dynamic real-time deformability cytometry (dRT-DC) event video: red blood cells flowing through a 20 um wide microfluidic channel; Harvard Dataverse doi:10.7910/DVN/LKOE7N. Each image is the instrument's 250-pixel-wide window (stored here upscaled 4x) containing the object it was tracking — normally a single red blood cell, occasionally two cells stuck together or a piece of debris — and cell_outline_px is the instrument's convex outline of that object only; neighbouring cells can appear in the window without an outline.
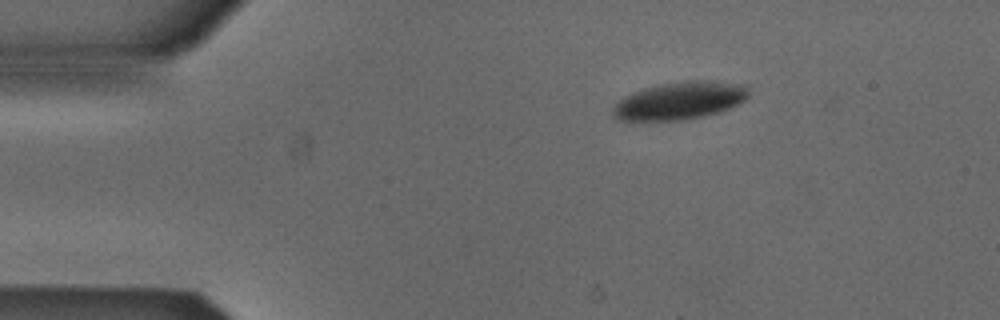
{"species": "Egyptian fruit bat (a non-hibernating species)", "species_latin": "Rousettus aegyptiacus", "temperature_condition": "cold", "stored_images_in_passage": 3, "camera_frame_rate_fps": 3000, "um_per_image_px": 0.085, "animal": {"sex": "male"}, "frame": {"image": 1, "passage_image": 1, "time_ms": 0.0, "image_size_px": [1000, 320], "cell_outline_px": [[748, 96], [744, 100], [720, 112], [704, 116], [684, 120], [616, 120], [612, 116], [612, 108], [624, 96], [632, 92], [656, 84], [684, 80], [712, 80], [748, 84]], "centroid_in_image_um": [57.79, 8.53], "position_along_channel_um": 27.2, "area_um2": 30.17}}
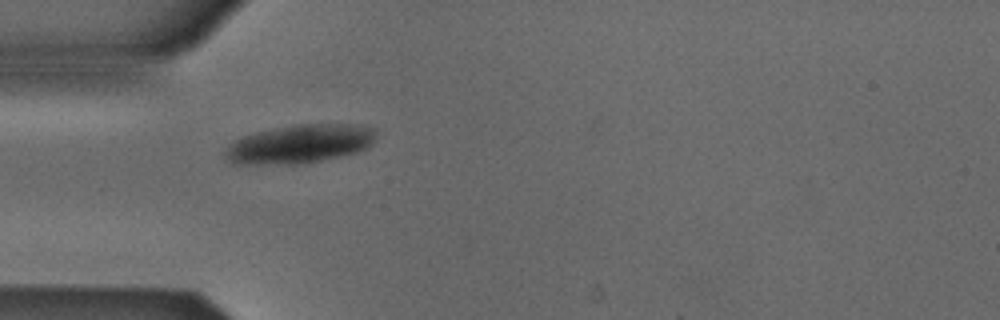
{"frame": {"image": 2, "passage_image": 3, "time_ms": 0.667, "image_size_px": [1000, 320], "cell_outline_px": [[376, 136], [372, 144], [368, 148], [356, 152], [340, 156], [320, 160], [292, 164], [236, 164], [224, 152], [236, 140], [244, 136], [256, 132], [292, 124], [356, 124], [376, 128]], "centroid_in_image_um": [25.57, 12.21], "position_along_channel_um": 59.4, "area_um2": 33.64}}